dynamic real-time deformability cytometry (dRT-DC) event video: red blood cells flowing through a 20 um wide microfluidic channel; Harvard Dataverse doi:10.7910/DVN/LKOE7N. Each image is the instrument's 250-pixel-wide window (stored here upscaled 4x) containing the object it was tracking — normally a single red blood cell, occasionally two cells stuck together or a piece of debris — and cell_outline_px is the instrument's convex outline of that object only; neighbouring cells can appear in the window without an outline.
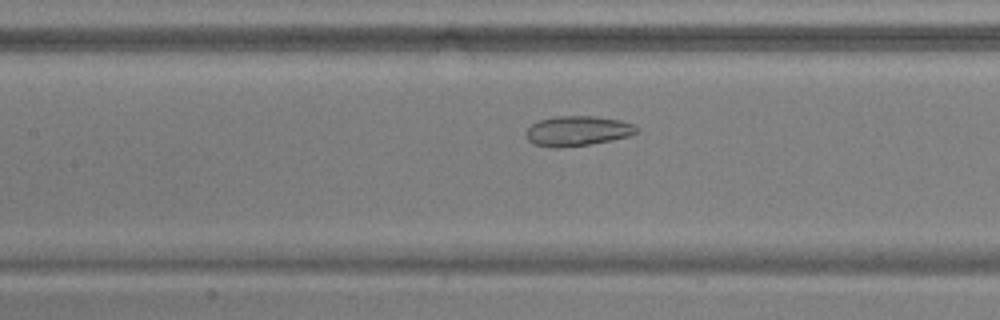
{"species": "common noctule bat (a hibernating species)", "species_latin": "Nyctalus noctula", "temperature_condition": "warm", "stored_images_in_passage": 37, "camera_frame_rate_fps": 3000, "um_per_image_px": 0.085, "animal": {"sex": "male", "body_mass_g": 17.9, "forearm_length_mm": 54.2}, "frame": {"image": 1, "passage_image": 8, "time_ms": 2.333, "image_size_px": [1000, 320], "cell_outline_px": [[640, 132], [628, 136], [612, 140], [588, 144], [536, 144], [528, 140], [528, 128], [532, 124], [540, 120], [556, 116], [596, 116], [620, 120], [632, 124], [640, 128]], "centroid_in_image_um": [49.22, 11.07], "position_along_channel_um": 158.2, "area_um2": 18.32}}
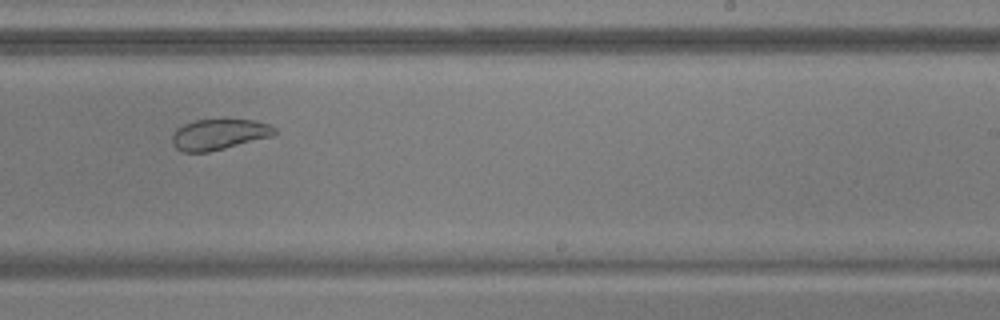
{"frame": {"image": 2, "passage_image": 17, "time_ms": 5.333, "image_size_px": [1000, 320], "cell_outline_px": [[276, 132], [272, 136], [208, 152], [184, 152], [176, 148], [172, 144], [172, 136], [176, 128], [184, 124], [196, 120], [256, 120], [268, 124], [276, 128]], "centroid_in_image_um": [18.59, 11.42], "position_along_channel_um": 270.4, "area_um2": 18.15}}
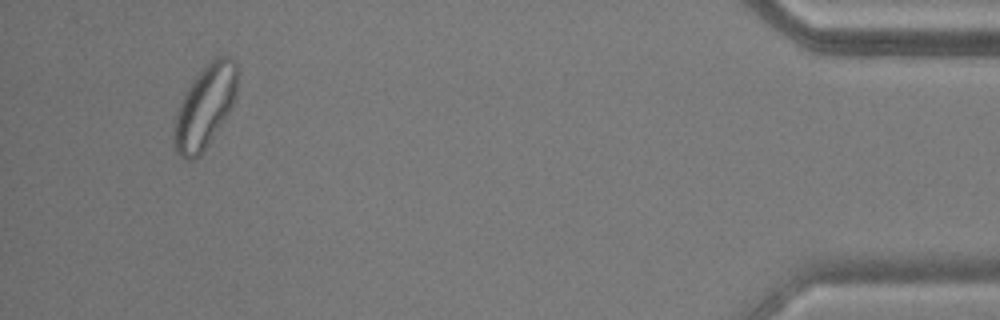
{"frame": {"image": 3, "passage_image": 34, "time_ms": 11.0, "image_size_px": [1000, 320], "cell_outline_px": [[236, 96], [224, 120], [200, 156], [192, 160], [184, 160], [176, 152], [172, 136], [176, 112], [184, 92], [192, 80], [208, 60], [216, 56], [228, 56], [236, 64]], "centroid_in_image_um": [17.37, 9.08], "position_along_channel_um": 417.8, "area_um2": 30.63}, "authors_computed_cell_mechanics": {"area_um2": 21.2704, "velocity_mm_per_s": 3.751, "shape_relaxation_time_tau1_ms": 9.6719, "shape_relaxation_time_tau2_ms": 1.3675, "deformation_change_tau1": 0.1718, "deformation_change_tau2": 0.0595}}